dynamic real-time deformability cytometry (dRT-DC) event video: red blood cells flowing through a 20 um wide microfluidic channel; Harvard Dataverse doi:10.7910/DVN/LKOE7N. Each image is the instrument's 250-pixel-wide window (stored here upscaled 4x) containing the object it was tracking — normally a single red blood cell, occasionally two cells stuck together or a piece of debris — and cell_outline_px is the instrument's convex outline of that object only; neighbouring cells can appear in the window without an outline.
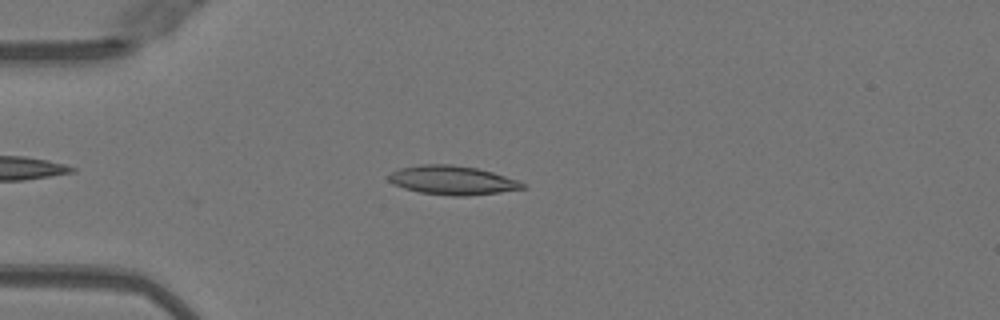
{"species": "Egyptian fruit bat (a non-hibernating species)", "species_latin": "Rousettus aegyptiacus", "temperature_condition": "warm", "stored_images_in_passage": 46, "camera_frame_rate_fps": 3000, "um_per_image_px": 0.085, "animal": {"sex": "female"}, "frame": {"image": 1, "passage_image": 9, "time_ms": 2.667, "image_size_px": [1000, 320], "cell_outline_px": [[524, 188], [500, 192], [468, 196], [452, 196], [420, 192], [404, 188], [392, 184], [388, 180], [388, 176], [392, 172], [400, 168], [424, 164], [452, 164], [476, 168], [492, 172], [516, 180], [524, 184]], "centroid_in_image_um": [38.41, 15.32], "position_along_channel_um": 46.6, "area_um2": 22.37}}
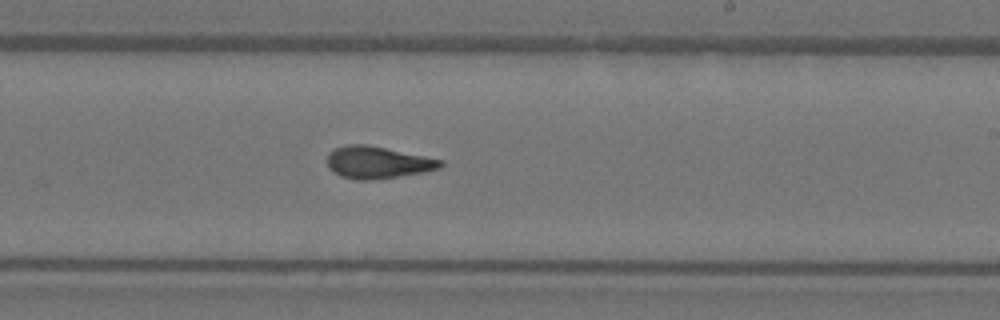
{"frame": {"image": 2, "passage_image": 26, "time_ms": 8.333, "image_size_px": [1000, 320], "cell_outline_px": [[444, 164], [440, 168], [424, 172], [372, 180], [356, 180], [340, 176], [332, 172], [328, 168], [328, 152], [332, 148], [348, 144], [368, 144], [444, 160]], "centroid_in_image_um": [32.07, 13.8], "position_along_channel_um": 256.9, "area_um2": 21.44}}
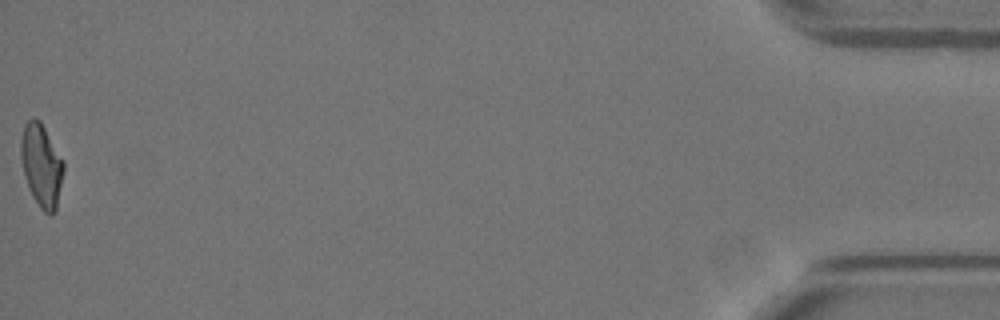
{"frame": {"image": 3, "passage_image": 46, "time_ms": 15.0, "image_size_px": [1000, 320], "cell_outline_px": [[64, 172], [56, 208], [52, 216], [44, 212], [40, 208], [32, 196], [28, 188], [24, 176], [20, 156], [20, 140], [24, 124], [32, 116], [36, 116], [40, 120], [64, 160]], "centroid_in_image_um": [3.51, 14.03], "position_along_channel_um": 431.7, "area_um2": 21.04}, "authors_computed_cell_mechanics": {"area_um2": 21.2126, "velocity_mm_per_s": 4.053, "shape_relaxation_time_tau1_ms": 8.2921, "shape_relaxation_time_tau2_ms": 1.9925, "deformation_change_tau1": 0.2579, "deformation_change_tau2": 0.1025}}